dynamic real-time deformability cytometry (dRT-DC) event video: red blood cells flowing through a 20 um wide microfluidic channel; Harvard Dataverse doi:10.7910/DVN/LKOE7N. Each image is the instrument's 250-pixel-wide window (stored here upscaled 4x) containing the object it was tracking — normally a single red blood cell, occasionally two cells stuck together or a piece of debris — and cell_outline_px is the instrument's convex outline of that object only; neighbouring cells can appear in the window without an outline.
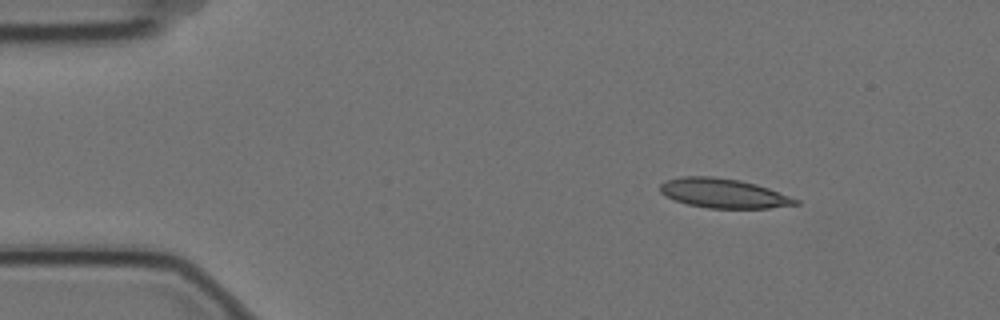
{"species": "Egyptian fruit bat (a non-hibernating species)", "species_latin": "Rousettus aegyptiacus", "temperature_condition": "cold", "stored_images_in_passage": 6, "camera_frame_rate_fps": 3000, "um_per_image_px": 0.085, "animal": {"sex": "female"}, "frame": {"image": 1, "passage_image": 2, "time_ms": 0.333, "image_size_px": [1000, 320], "cell_outline_px": [[800, 204], [768, 208], [708, 208], [688, 204], [676, 200], [660, 192], [660, 184], [668, 180], [684, 176], [712, 176], [740, 180], [756, 184], [768, 188], [800, 200]], "centroid_in_image_um": [61.52, 16.43], "position_along_channel_um": 23.5, "area_um2": 23.0}}
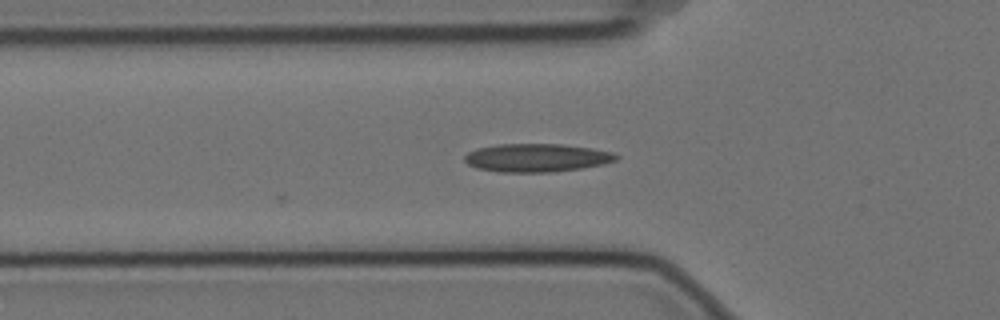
{"frame": {"image": 2, "passage_image": 5, "time_ms": 1.333, "image_size_px": [1000, 320], "cell_outline_px": [[620, 156], [616, 160], [604, 164], [580, 168], [552, 172], [500, 172], [476, 168], [468, 164], [464, 160], [464, 156], [468, 152], [476, 148], [496, 144], [564, 144], [592, 148], [612, 152]], "centroid_in_image_um": [45.6, 13.4], "position_along_channel_um": 80.2, "area_um2": 25.09}}
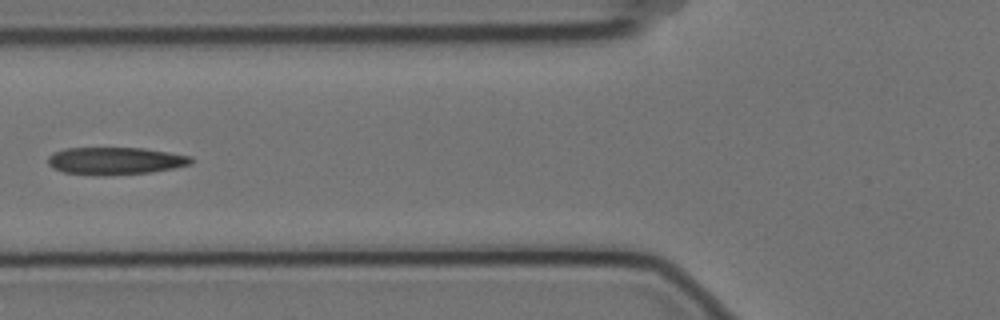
{"frame": {"image": 3, "passage_image": 6, "time_ms": 1.667, "image_size_px": [1000, 320], "cell_outline_px": [[192, 164], [152, 172], [100, 176], [96, 176], [64, 172], [52, 168], [48, 164], [48, 156], [64, 148], [144, 148], [192, 156]], "centroid_in_image_um": [9.79, 13.68], "position_along_channel_um": 116.0, "area_um2": 22.95}}